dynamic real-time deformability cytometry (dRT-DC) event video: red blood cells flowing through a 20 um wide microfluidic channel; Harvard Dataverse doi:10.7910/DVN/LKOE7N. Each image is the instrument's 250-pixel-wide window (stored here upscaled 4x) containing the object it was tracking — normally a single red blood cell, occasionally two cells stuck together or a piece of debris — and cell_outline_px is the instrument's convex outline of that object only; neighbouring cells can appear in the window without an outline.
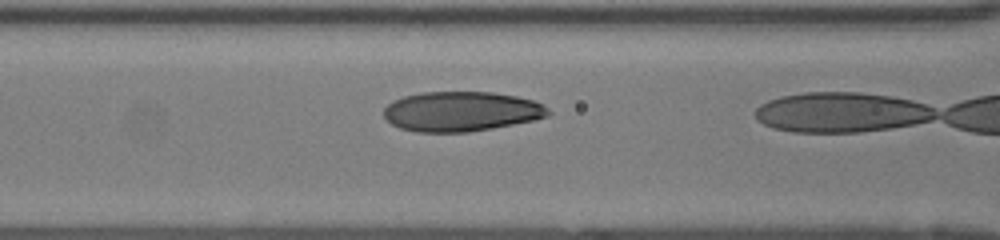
{"species": "human", "species_latin": "Homo sapiens", "temperature_condition": "room temperature", "stored_images_in_passage": 20, "camera_frame_rate_fps": 3000, "um_per_image_px": 0.085, "donor": {"sex": "female"}, "frame": {"image": 1, "passage_image": 19, "time_ms": 6.0, "image_size_px": [1000, 240], "cell_outline_px": [[552, 112], [548, 116], [536, 120], [492, 128], [468, 132], [416, 132], [400, 128], [392, 124], [384, 116], [384, 108], [392, 100], [404, 96], [424, 92], [492, 92], [516, 96], [532, 100], [544, 104]], "centroid_in_image_um": [39.23, 9.47], "position_along_channel_um": 127.4, "area_um2": 38.32}}